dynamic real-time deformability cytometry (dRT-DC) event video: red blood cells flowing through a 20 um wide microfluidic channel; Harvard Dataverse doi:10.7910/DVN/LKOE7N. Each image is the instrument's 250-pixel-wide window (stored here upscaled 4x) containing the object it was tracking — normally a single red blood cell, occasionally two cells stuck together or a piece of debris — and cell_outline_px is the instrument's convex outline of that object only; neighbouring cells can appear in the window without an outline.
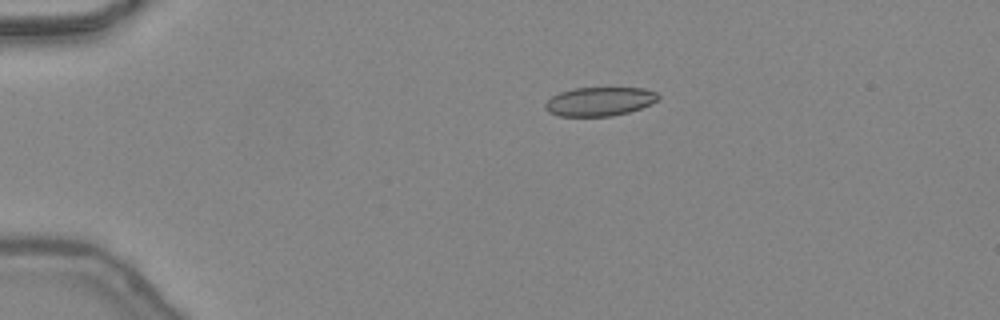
{"species": "common noctule bat (a hibernating species)", "species_latin": "Nyctalus noctula", "temperature_condition": "warm", "stored_images_in_passage": 38, "camera_frame_rate_fps": 3000, "um_per_image_px": 0.085, "animal": {"sex": "female", "body_mass_g": 24.6, "forearm_length_mm": 56.2}, "frame": {"image": 1, "passage_image": 1, "time_ms": 0.0, "image_size_px": [1000, 320], "cell_outline_px": [[660, 96], [656, 100], [640, 108], [628, 112], [612, 116], [560, 116], [548, 112], [544, 108], [544, 104], [552, 96], [560, 92], [572, 88], [644, 88], [656, 92]], "centroid_in_image_um": [50.92, 8.62], "position_along_channel_um": 34.1, "area_um2": 18.9}}
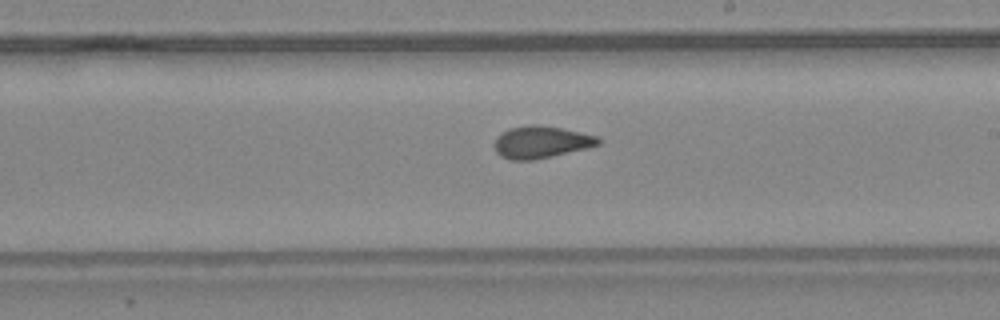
{"frame": {"image": 2, "passage_image": 19, "time_ms": 6.0, "image_size_px": [1000, 320], "cell_outline_px": [[600, 144], [588, 148], [552, 156], [532, 160], [512, 160], [500, 156], [496, 152], [496, 136], [508, 128], [528, 124], [540, 124], [560, 128], [596, 136], [600, 140]], "centroid_in_image_um": [45.97, 12.07], "position_along_channel_um": 243.0, "area_um2": 19.36}}
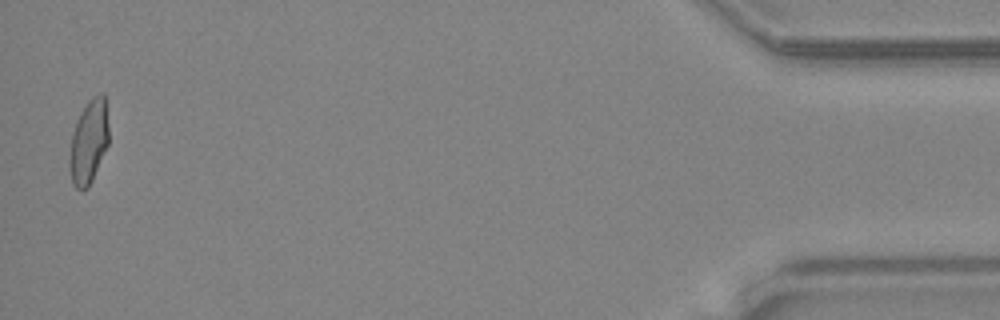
{"frame": {"image": 3, "passage_image": 37, "time_ms": 12.0, "image_size_px": [1000, 320], "cell_outline_px": [[108, 144], [92, 180], [88, 188], [80, 192], [72, 184], [68, 164], [68, 160], [72, 132], [76, 120], [80, 112], [88, 100], [92, 96], [100, 92], [104, 92], [108, 124]], "centroid_in_image_um": [7.52, 12.06], "position_along_channel_um": 427.7, "area_um2": 19.54}, "authors_computed_cell_mechanics": {"area_um2": 19.4497, "velocity_mm_per_s": 4.4689, "shape_relaxation_time_tau1_ms": null, "shape_relaxation_time_tau2_ms": 0.9141, "deformation_change_tau1": null, "deformation_change_tau2": 0.0681}}